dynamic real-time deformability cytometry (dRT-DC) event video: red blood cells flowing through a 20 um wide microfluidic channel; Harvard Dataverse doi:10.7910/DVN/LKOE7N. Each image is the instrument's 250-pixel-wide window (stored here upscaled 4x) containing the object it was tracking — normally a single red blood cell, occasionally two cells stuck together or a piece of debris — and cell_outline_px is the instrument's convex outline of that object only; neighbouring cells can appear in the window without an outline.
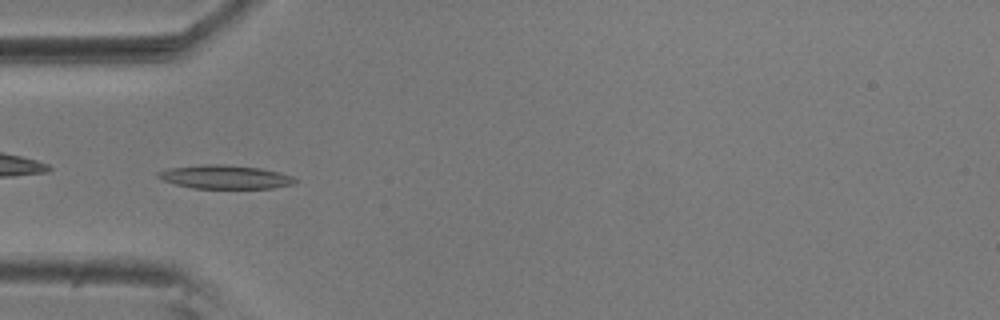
{"species": "common noctule bat (a hibernating species)", "species_latin": "Nyctalus noctula", "temperature_condition": "room temperature", "stored_images_in_passage": 40, "camera_frame_rate_fps": 3000, "um_per_image_px": 0.085, "animal": {"sex": "male", "body_mass_g": 20.5, "forearm_length_mm": 52.5}, "frame": {"image": 1, "passage_image": 2, "time_ms": 0.333, "image_size_px": [1000, 320], "cell_outline_px": [[300, 180], [296, 184], [272, 188], [192, 188], [176, 184], [164, 180], [156, 176], [156, 172], [168, 168], [204, 164], [224, 164], [260, 168], [280, 172], [292, 176]], "centroid_in_image_um": [19.17, 15.04], "position_along_channel_um": 65.8, "area_um2": 19.02}}
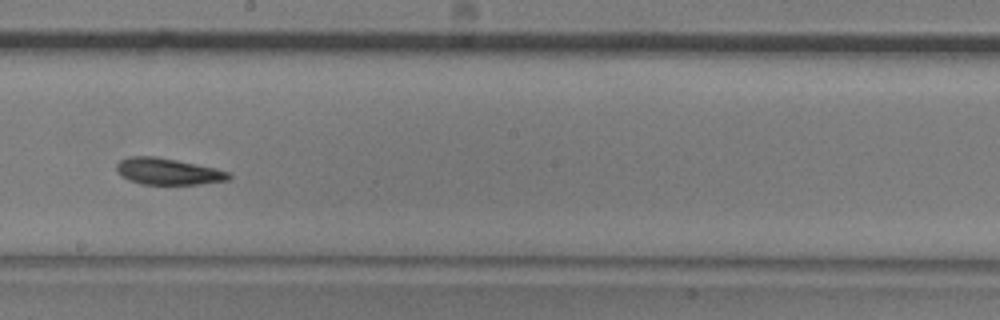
{"frame": {"image": 2, "passage_image": 16, "time_ms": 5.0, "image_size_px": [1000, 320], "cell_outline_px": [[232, 176], [228, 180], [200, 184], [140, 184], [128, 180], [120, 176], [116, 172], [116, 164], [120, 160], [128, 156], [156, 156], [216, 168], [228, 172]], "centroid_in_image_um": [14.22, 14.57], "position_along_channel_um": 234.0, "area_um2": 17.46}}
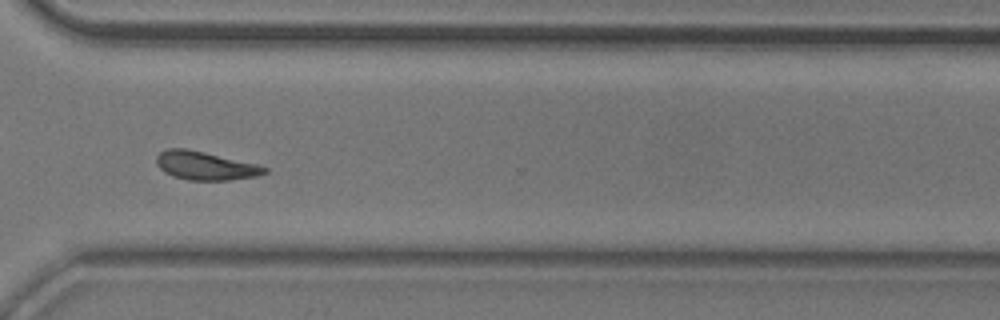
{"frame": {"image": 3, "passage_image": 26, "time_ms": 8.333, "image_size_px": [1000, 320], "cell_outline_px": [[268, 172], [256, 176], [228, 180], [188, 180], [172, 176], [164, 172], [156, 164], [156, 156], [160, 152], [168, 148], [188, 148], [256, 164], [268, 168]], "centroid_in_image_um": [17.41, 14.08], "position_along_channel_um": 353.2, "area_um2": 17.92}, "authors_computed_cell_mechanics": {"area_um2": 17.5712, "velocity_mm_per_s": 3.5869, "shape_relaxation_time_tau1_ms": 3.6395, "shape_relaxation_time_tau2_ms": 9.9628, "deformation_change_tau1": 0.0929, "deformation_change_tau2": 0.1716}}